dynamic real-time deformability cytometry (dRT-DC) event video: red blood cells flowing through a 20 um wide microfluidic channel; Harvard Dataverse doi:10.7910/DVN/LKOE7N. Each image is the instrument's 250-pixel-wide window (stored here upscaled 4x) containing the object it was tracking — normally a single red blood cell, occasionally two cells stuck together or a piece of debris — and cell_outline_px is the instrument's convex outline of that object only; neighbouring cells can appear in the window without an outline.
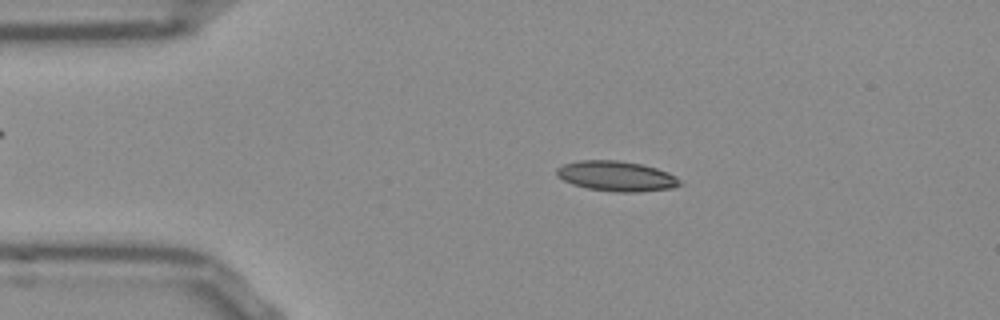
{"species": "Egyptian fruit bat (a non-hibernating species)", "species_latin": "Rousettus aegyptiacus", "temperature_condition": "room temperature", "stored_images_in_passage": 51, "camera_frame_rate_fps": 3000, "um_per_image_px": 0.085, "frame": {"image": 1, "passage_image": 9, "time_ms": 2.667, "image_size_px": [1000, 320], "cell_outline_px": [[684, 184], [672, 188], [640, 192], [616, 192], [588, 188], [572, 184], [556, 176], [556, 168], [564, 164], [580, 160], [620, 160], [640, 164], [656, 168], [668, 172], [676, 176]], "centroid_in_image_um": [52.41, 14.97], "position_along_channel_um": 32.6, "area_um2": 21.73}}
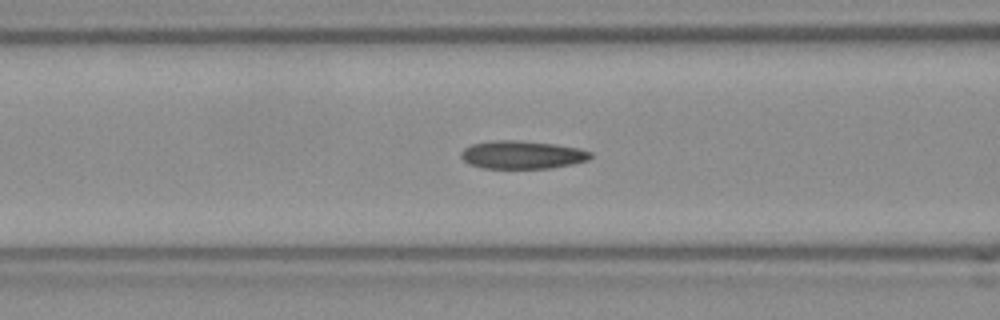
{"frame": {"image": 2, "passage_image": 19, "time_ms": 6.0, "image_size_px": [1000, 320], "cell_outline_px": [[592, 156], [588, 160], [572, 164], [548, 168], [484, 168], [468, 164], [460, 156], [460, 152], [464, 148], [472, 144], [496, 140], [516, 140], [556, 144], [580, 148], [592, 152]], "centroid_in_image_um": [44.39, 13.15], "position_along_channel_um": 122.2, "area_um2": 21.21}}
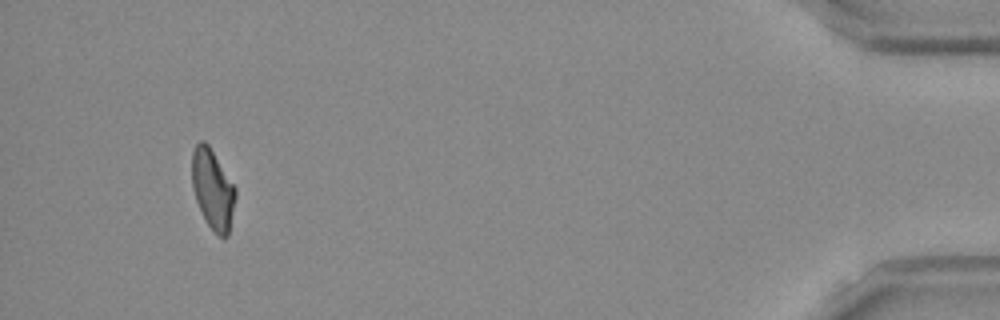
{"frame": {"image": 3, "passage_image": 48, "time_ms": 15.667, "image_size_px": [1000, 320], "cell_outline_px": [[236, 196], [228, 236], [220, 236], [208, 224], [196, 200], [192, 188], [192, 152], [196, 144], [200, 140], [204, 140], [208, 144], [236, 188]], "centroid_in_image_um": [18.08, 16.04], "position_along_channel_um": 417.1, "area_um2": 19.94}, "authors_computed_cell_mechanics": {"area_um2": 20.7502, "velocity_mm_per_s": 3.8443, "shape_relaxation_time_tau1_ms": null, "shape_relaxation_time_tau2_ms": 4.6907, "deformation_change_tau1": null, "deformation_change_tau2": 0.1219}}